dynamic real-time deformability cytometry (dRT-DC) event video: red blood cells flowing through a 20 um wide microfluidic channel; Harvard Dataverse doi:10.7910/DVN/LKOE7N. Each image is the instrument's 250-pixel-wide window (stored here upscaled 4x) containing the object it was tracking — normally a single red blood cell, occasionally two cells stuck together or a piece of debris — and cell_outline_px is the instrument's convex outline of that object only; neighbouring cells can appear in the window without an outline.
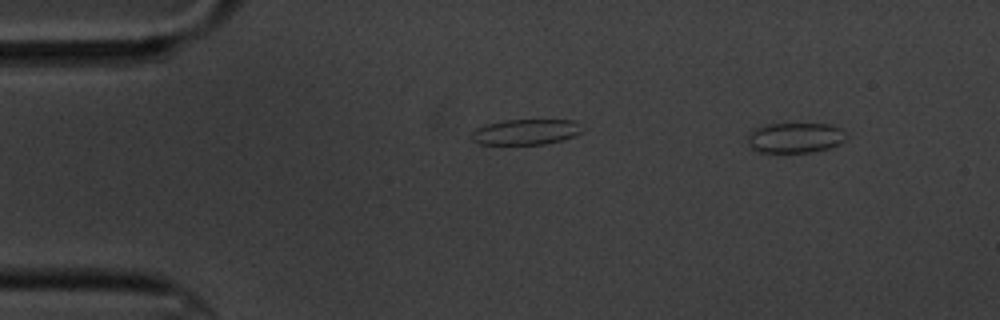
{"species": "common noctule bat (a hibernating species)", "species_latin": "Nyctalus noctula", "temperature_condition": "cold", "stored_images_in_passage": 3, "segment_of_instrument_passage": [1, 2], "camera_frame_rate_fps": 3000, "um_per_image_px": 0.085, "animal": {"sex": "male", "body_mass_g": 20.1, "forearm_length_mm": 53.5}, "frame": {"image": 1, "passage_image": 1, "time_ms": 0.0, "image_size_px": [1000, 320], "cell_outline_px": [[848, 136], [840, 144], [832, 148], [812, 152], [756, 152], [748, 148], [748, 136], [752, 128], [764, 124], [832, 124], [840, 128]], "centroid_in_image_um": [67.56, 11.71], "position_along_channel_um": 17.4, "area_um2": 17.8}}
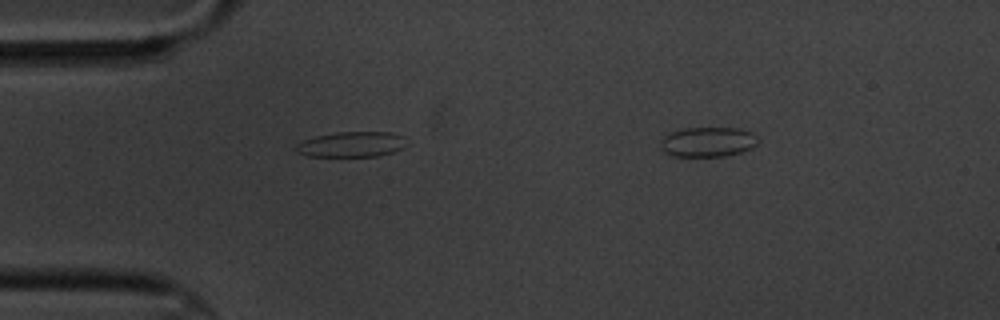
{"frame": {"image": 2, "passage_image": 2, "time_ms": 1.0, "image_size_px": [1000, 320], "cell_outline_px": [[404, 136], [400, 148], [392, 152], [376, 156], [304, 156], [296, 152], [292, 148], [296, 144], [304, 140], [316, 136], [336, 132], [392, 132]], "centroid_in_image_um": [29.77, 12.27], "position_along_channel_um": 55.2, "area_um2": 16.18}}